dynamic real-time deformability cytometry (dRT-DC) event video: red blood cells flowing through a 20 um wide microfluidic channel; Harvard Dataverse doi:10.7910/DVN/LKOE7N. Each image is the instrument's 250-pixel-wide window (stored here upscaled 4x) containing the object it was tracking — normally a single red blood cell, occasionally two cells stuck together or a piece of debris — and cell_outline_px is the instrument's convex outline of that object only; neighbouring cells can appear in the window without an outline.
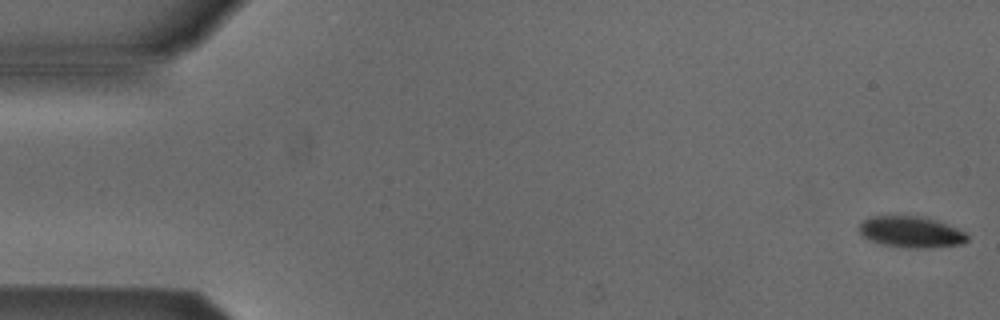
{"species": "Egyptian fruit bat (a non-hibernating species)", "species_latin": "Rousettus aegyptiacus", "temperature_condition": "cold", "stored_images_in_passage": 2, "camera_frame_rate_fps": 3000, "um_per_image_px": 0.085, "animal": {"sex": "male"}, "frame": {"image": 1, "passage_image": 1, "time_ms": 0.0, "image_size_px": [1000, 320], "cell_outline_px": [[968, 240], [964, 244], [932, 248], [908, 248], [880, 244], [864, 236], [860, 232], [860, 224], [864, 220], [872, 216], [916, 216], [932, 220], [956, 228], [964, 232], [968, 236]], "centroid_in_image_um": [77.46, 19.74], "position_along_channel_um": 7.5, "area_um2": 19.36}}